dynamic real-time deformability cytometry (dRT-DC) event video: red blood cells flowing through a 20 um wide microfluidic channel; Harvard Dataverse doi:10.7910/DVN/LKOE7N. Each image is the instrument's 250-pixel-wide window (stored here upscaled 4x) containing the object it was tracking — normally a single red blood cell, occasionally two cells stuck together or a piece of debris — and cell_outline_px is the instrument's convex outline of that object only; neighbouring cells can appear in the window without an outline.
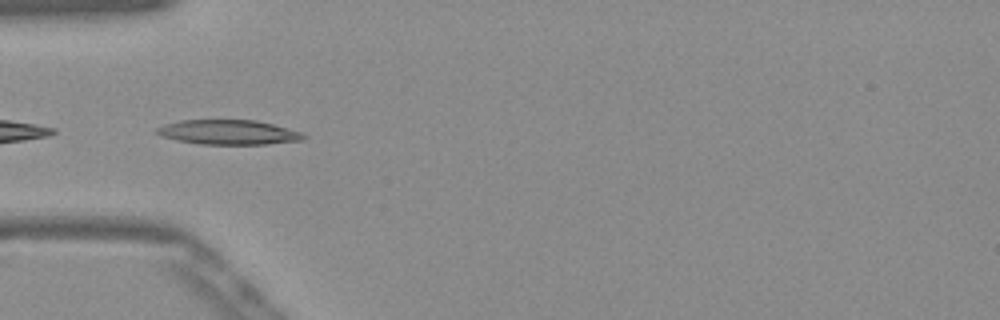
{"species": "Egyptian fruit bat (a non-hibernating species)", "species_latin": "Rousettus aegyptiacus", "temperature_condition": "warm", "stored_images_in_passage": 18, "camera_frame_rate_fps": 3000, "um_per_image_px": 0.085, "frame": {"image": 1, "passage_image": 16, "time_ms": 5.0, "image_size_px": [1000, 320], "cell_outline_px": [[308, 136], [304, 140], [268, 144], [200, 144], [176, 140], [160, 136], [152, 132], [156, 128], [164, 124], [180, 120], [256, 120], [272, 124], [300, 132]], "centroid_in_image_um": [19.37, 11.24], "position_along_channel_um": 65.6, "area_um2": 21.21}}